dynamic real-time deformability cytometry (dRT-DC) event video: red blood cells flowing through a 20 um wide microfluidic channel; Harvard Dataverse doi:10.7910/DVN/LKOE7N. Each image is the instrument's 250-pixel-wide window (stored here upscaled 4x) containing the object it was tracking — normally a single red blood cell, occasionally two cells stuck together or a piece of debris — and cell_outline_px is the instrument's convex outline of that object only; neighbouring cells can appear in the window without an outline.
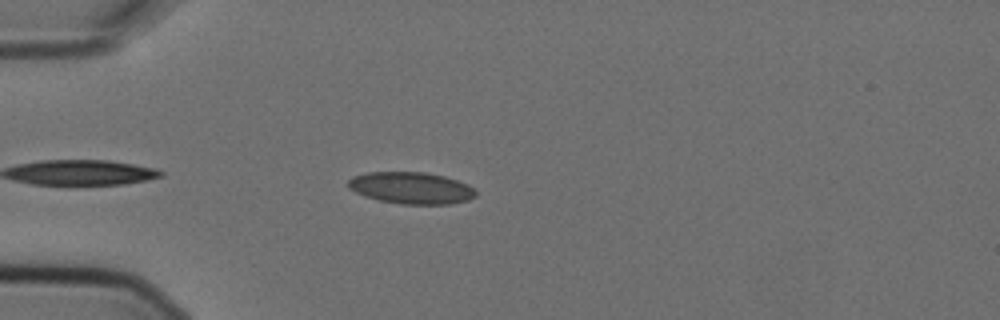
{"species": "Egyptian fruit bat (a non-hibernating species)", "species_latin": "Rousettus aegyptiacus", "temperature_condition": "cold", "stored_images_in_passage": 4, "camera_frame_rate_fps": 3000, "um_per_image_px": 0.085, "animal": {"sex": "female"}, "frame": {"image": 1, "passage_image": 3, "time_ms": 0.667, "image_size_px": [1000, 320], "cell_outline_px": [[476, 196], [468, 200], [448, 204], [400, 204], [380, 200], [364, 196], [348, 188], [348, 180], [352, 176], [368, 172], [424, 172], [444, 176], [468, 184], [476, 188]], "centroid_in_image_um": [34.96, 15.97], "position_along_channel_um": 50.0, "area_um2": 23.7}}